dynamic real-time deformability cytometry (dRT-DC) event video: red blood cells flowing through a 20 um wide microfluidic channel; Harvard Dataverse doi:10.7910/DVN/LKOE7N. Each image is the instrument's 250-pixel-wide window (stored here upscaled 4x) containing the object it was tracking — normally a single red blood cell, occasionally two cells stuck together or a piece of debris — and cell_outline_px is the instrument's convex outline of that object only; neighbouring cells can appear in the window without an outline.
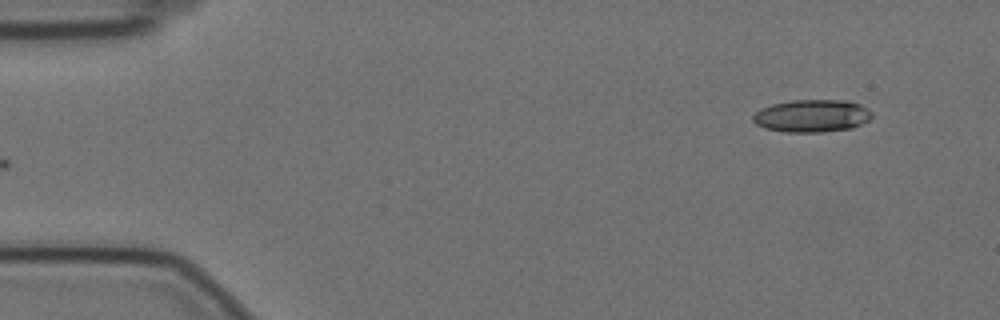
{"species": "Egyptian fruit bat (a non-hibernating species)", "species_latin": "Rousettus aegyptiacus", "temperature_condition": "cold", "stored_images_in_passage": 54, "camera_frame_rate_fps": 3000, "um_per_image_px": 0.085, "animal": {"sex": "female"}, "frame": {"image": 1, "passage_image": 1, "time_ms": 0.0, "image_size_px": [1000, 320], "cell_outline_px": [[872, 116], [868, 120], [852, 128], [820, 132], [788, 132], [764, 128], [756, 124], [752, 120], [752, 116], [760, 108], [772, 104], [792, 100], [844, 100], [860, 104], [868, 108], [872, 112]], "centroid_in_image_um": [69.0, 9.84], "position_along_channel_um": 16.0, "area_um2": 22.6}}
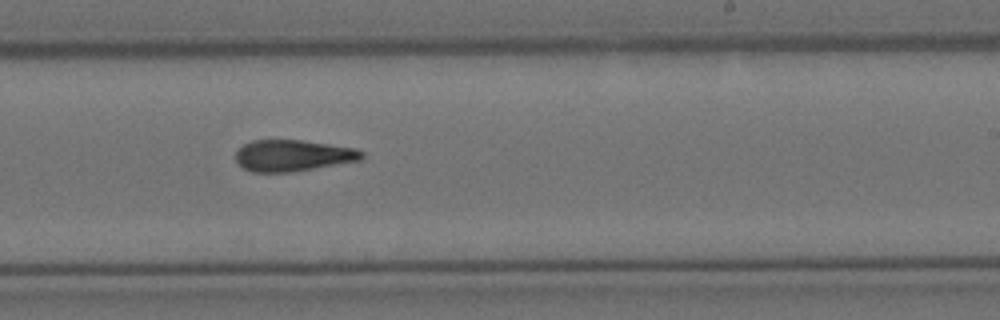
{"frame": {"image": 2, "passage_image": 31, "time_ms": 10.0, "image_size_px": [1000, 320], "cell_outline_px": [[364, 156], [360, 160], [292, 172], [252, 172], [244, 168], [236, 160], [236, 152], [244, 144], [252, 140], [300, 140], [356, 148], [364, 152]], "centroid_in_image_um": [24.9, 13.22], "position_along_channel_um": 264.1, "area_um2": 22.89}}
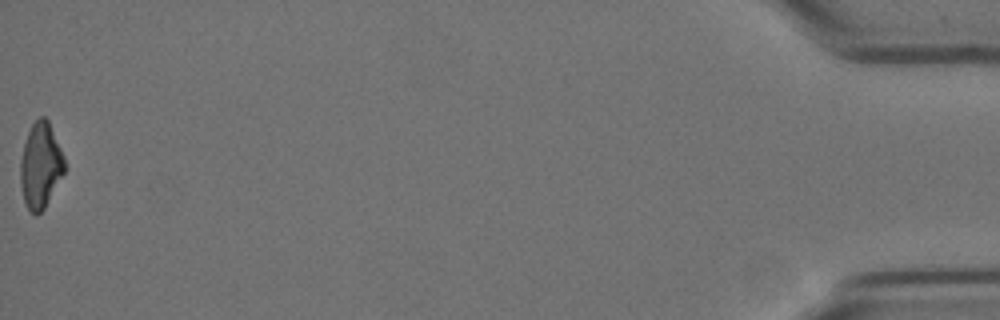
{"frame": {"image": 3, "passage_image": 54, "time_ms": 17.667, "image_size_px": [1000, 320], "cell_outline_px": [[64, 172], [44, 208], [36, 216], [28, 208], [24, 200], [20, 184], [20, 160], [24, 144], [28, 132], [32, 124], [40, 116], [44, 116], [48, 120], [64, 156]], "centroid_in_image_um": [3.43, 14.05], "position_along_channel_um": 431.8, "area_um2": 21.68}, "authors_computed_cell_mechanics": {"area_um2": 23.2356, "velocity_mm_per_s": 3.4938, "shape_relaxation_time_tau1_ms": 10.0973, "shape_relaxation_time_tau2_ms": 5.2343, "deformation_change_tau1": 0.2512, "deformation_change_tau2": 0.1608}}